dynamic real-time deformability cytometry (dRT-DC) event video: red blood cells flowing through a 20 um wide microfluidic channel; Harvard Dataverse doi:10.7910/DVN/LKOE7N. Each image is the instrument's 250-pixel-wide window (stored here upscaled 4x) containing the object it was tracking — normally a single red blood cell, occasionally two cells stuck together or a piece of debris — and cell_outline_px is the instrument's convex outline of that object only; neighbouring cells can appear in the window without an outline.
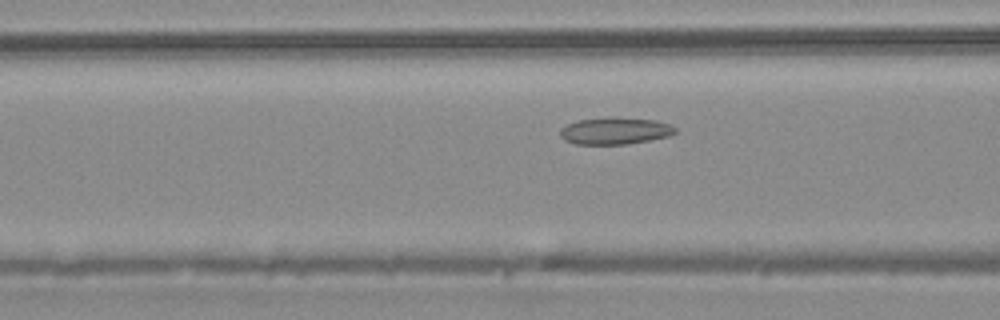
{"species": "common noctule bat (a hibernating species)", "species_latin": "Nyctalus noctula", "temperature_condition": "warm", "stored_images_in_passage": 46, "camera_frame_rate_fps": 3000, "um_per_image_px": 0.085, "animal": {"sex": "male", "body_mass_g": 20.4}, "frame": {"image": 1, "passage_image": 16, "time_ms": 5.0, "image_size_px": [1000, 320], "cell_outline_px": [[676, 132], [668, 136], [628, 144], [576, 144], [564, 140], [560, 136], [560, 128], [568, 124], [580, 120], [608, 116], [656, 120], [668, 124], [676, 128]], "centroid_in_image_um": [52.25, 11.11], "position_along_channel_um": 114.3, "area_um2": 18.09}}
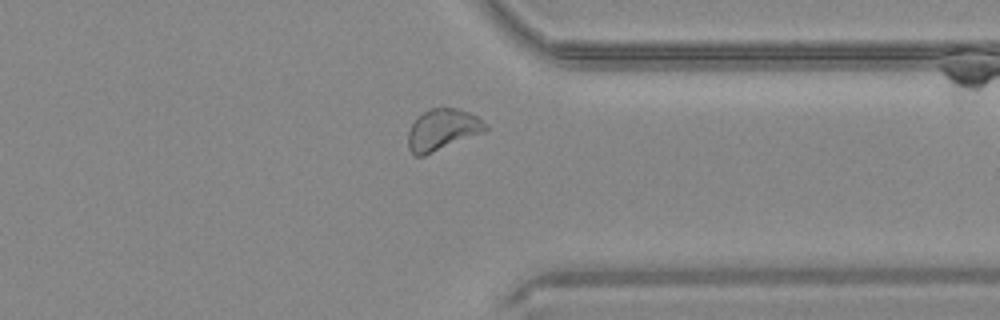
{"frame": {"image": 2, "passage_image": 35, "time_ms": 11.333, "image_size_px": [1000, 320], "cell_outline_px": [[488, 128], [484, 132], [424, 156], [416, 156], [408, 148], [408, 132], [416, 116], [428, 108], [456, 108], [468, 112], [476, 116], [488, 124]], "centroid_in_image_um": [37.59, 11.02], "position_along_channel_um": 373.8, "area_um2": 18.73}}
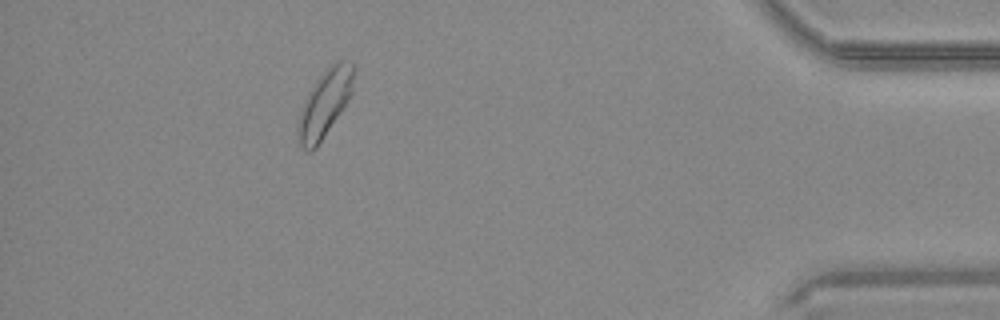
{"frame": {"image": 3, "passage_image": 41, "time_ms": 13.333, "image_size_px": [1000, 320], "cell_outline_px": [[356, 68], [352, 92], [340, 112], [316, 148], [312, 152], [308, 152], [300, 144], [296, 136], [296, 124], [300, 108], [308, 92], [316, 80], [336, 60], [340, 60], [352, 64]], "centroid_in_image_um": [27.57, 8.81], "position_along_channel_um": 407.6, "area_um2": 21.79}, "authors_computed_cell_mechanics": {"area_um2": 18.9295, "velocity_mm_per_s": 4.1315, "shape_relaxation_time_tau1_ms": 8.1718, "shape_relaxation_time_tau2_ms": 2.1663, "deformation_change_tau1": 0.1171, "deformation_change_tau2": 0.0804}}